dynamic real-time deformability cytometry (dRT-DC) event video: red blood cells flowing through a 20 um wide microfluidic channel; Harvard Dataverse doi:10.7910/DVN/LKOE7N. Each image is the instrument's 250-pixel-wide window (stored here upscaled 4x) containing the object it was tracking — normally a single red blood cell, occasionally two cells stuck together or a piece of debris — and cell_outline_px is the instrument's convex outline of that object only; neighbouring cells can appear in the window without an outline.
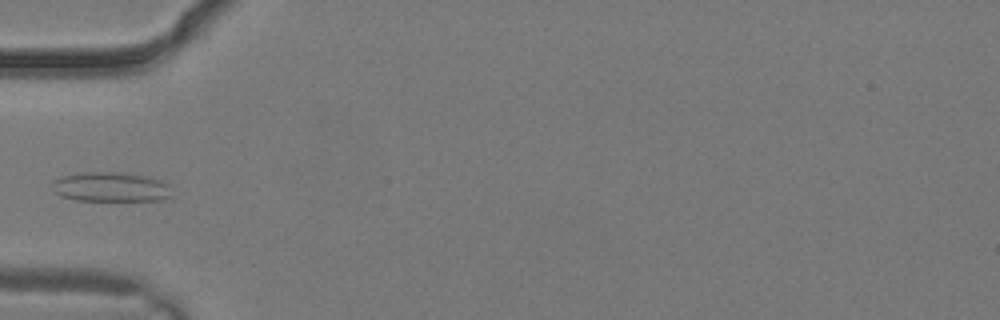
{"species": "common noctule bat (a hibernating species)", "species_latin": "Nyctalus noctula", "temperature_condition": "warm", "stored_images_in_passage": 2, "camera_frame_rate_fps": 3000, "um_per_image_px": 0.085, "animal": {"sex": "male", "body_mass_g": 19.2, "forearm_length_mm": 51.8}, "frame": {"image": 1, "passage_image": 2, "time_ms": 0.333, "image_size_px": [1000, 320], "cell_outline_px": [[172, 196], [164, 200], [76, 200], [60, 196], [56, 192], [52, 184], [56, 180], [64, 176], [80, 172], [124, 172], [152, 176], [164, 180], [168, 184]], "centroid_in_image_um": [9.5, 15.88], "position_along_channel_um": 75.5, "area_um2": 20.81}}